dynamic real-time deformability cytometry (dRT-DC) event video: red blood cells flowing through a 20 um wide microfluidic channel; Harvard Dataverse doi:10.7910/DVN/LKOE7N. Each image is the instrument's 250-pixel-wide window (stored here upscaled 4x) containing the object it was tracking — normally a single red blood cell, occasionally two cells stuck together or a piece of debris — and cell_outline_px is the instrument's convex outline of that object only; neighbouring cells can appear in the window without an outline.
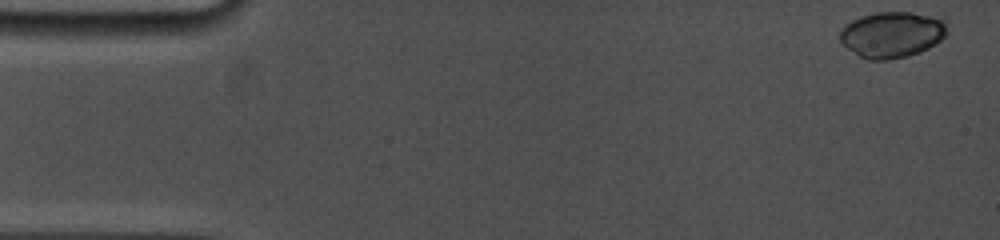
{"species": "common noctule bat (a hibernating species)", "species_latin": "Nyctalus noctula", "temperature_condition": "cold", "stored_images_in_passage": 26, "camera_frame_rate_fps": 5000, "um_per_image_px": 0.085, "animal": {"sex": "female", "body_mass_g": 19.0, "forearm_length_mm": 53.3}, "frame": {"image": 1, "passage_image": 1, "time_ms": 0.0, "image_size_px": [1000, 240], "cell_outline_px": [[948, 32], [940, 40], [928, 48], [920, 52], [908, 56], [888, 60], [868, 60], [860, 56], [840, 44], [840, 28], [844, 24], [860, 16], [876, 12], [912, 12], [944, 16]], "centroid_in_image_um": [75.83, 2.92], "position_along_channel_um": 9.2, "area_um2": 29.36}}
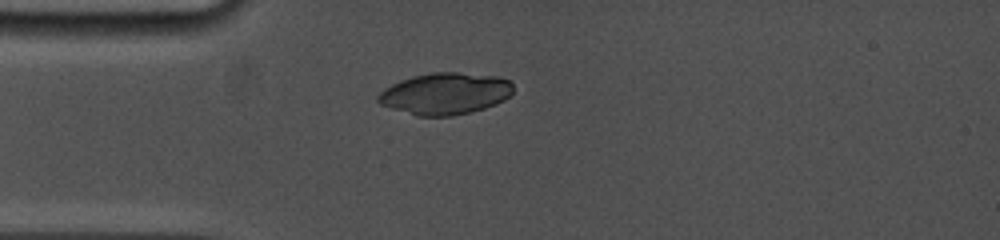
{"frame": {"image": 2, "passage_image": 8, "time_ms": 4.0, "image_size_px": [1000, 240], "cell_outline_px": [[512, 92], [504, 100], [496, 104], [484, 108], [452, 116], [416, 116], [380, 104], [376, 100], [376, 96], [384, 88], [400, 80], [412, 76], [432, 72], [456, 72], [496, 76], [512, 80]], "centroid_in_image_um": [37.82, 7.95], "position_along_channel_um": 47.2, "area_um2": 32.89}}
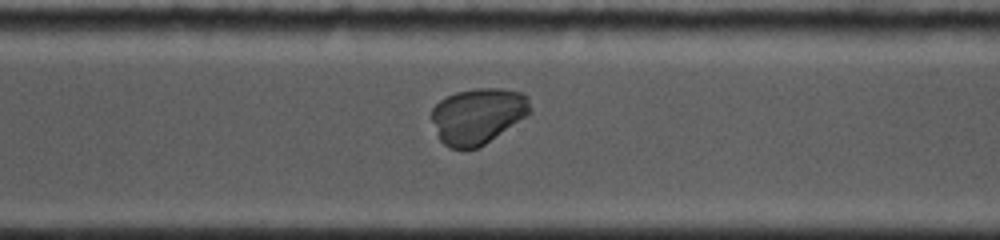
{"frame": {"image": 3, "passage_image": 22, "time_ms": 11.8, "image_size_px": [1000, 240], "cell_outline_px": [[532, 112], [484, 144], [476, 148], [448, 148], [440, 140], [432, 120], [432, 108], [440, 100], [456, 92], [476, 88], [500, 88], [520, 92], [528, 96], [532, 108]], "centroid_in_image_um": [40.63, 9.83], "position_along_channel_um": 330.0, "area_um2": 31.85}}